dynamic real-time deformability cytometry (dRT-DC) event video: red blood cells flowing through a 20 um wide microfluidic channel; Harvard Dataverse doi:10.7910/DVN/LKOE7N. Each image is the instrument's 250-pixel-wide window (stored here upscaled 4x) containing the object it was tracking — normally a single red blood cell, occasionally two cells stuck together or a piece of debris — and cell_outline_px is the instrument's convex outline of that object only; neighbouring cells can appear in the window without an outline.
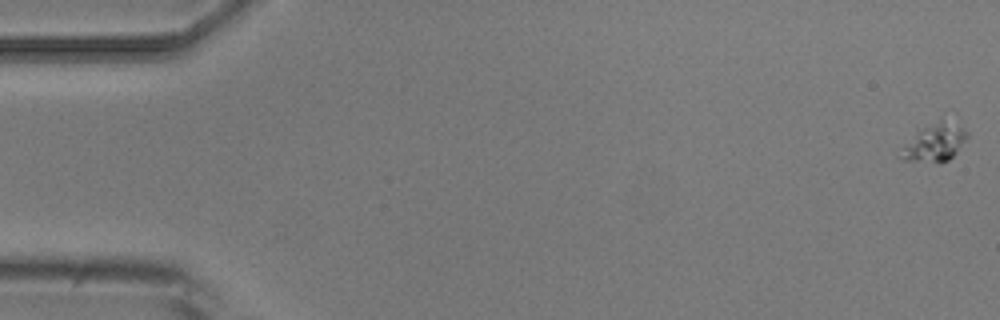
{"species": "common noctule bat (a hibernating species)", "species_latin": "Nyctalus noctula", "temperature_condition": "room temperature", "stored_images_in_passage": 8, "camera_frame_rate_fps": 3000, "um_per_image_px": 0.085, "animal": {"sex": "male", "body_mass_g": 20.5, "forearm_length_mm": 52.5}, "frame": {"image": 1, "passage_image": 1, "time_ms": 0.0, "image_size_px": [1000, 320], "cell_outline_px": [[968, 136], [956, 152], [948, 160], [940, 164], [904, 160], [900, 156], [904, 148], [916, 132], [940, 116], [968, 132]], "centroid_in_image_um": [79.47, 12.11], "position_along_channel_um": 5.5, "area_um2": 14.45}}
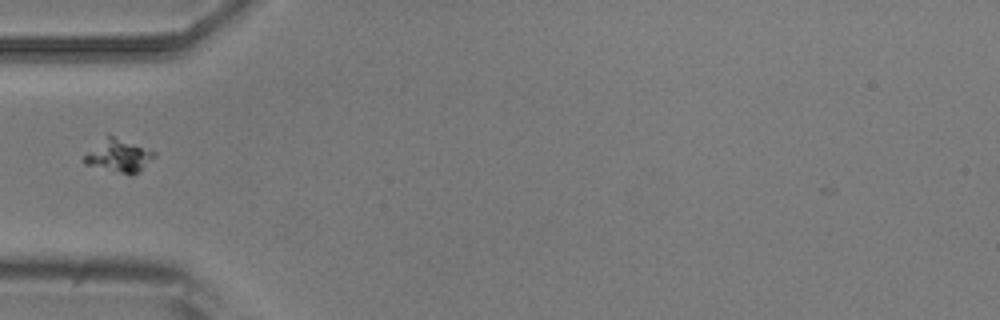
{"frame": {"image": 2, "passage_image": 6, "time_ms": 6.0, "image_size_px": [1000, 320], "cell_outline_px": [[156, 156], [136, 172], [120, 172], [84, 164], [84, 156], [108, 132], [156, 152]], "centroid_in_image_um": [10.07, 13.16], "position_along_channel_um": 74.9, "area_um2": 13.06}}
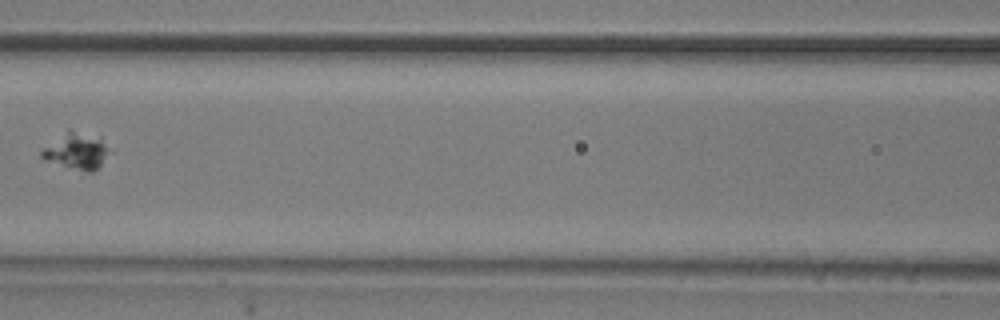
{"frame": {"image": 3, "passage_image": 8, "time_ms": 8.333, "image_size_px": [1000, 320], "cell_outline_px": [[104, 152], [100, 164], [92, 172], [88, 172], [44, 160], [40, 156], [40, 152], [44, 148], [68, 128], [72, 128], [100, 136], [104, 148]], "centroid_in_image_um": [6.4, 12.78], "position_along_channel_um": 160.2, "area_um2": 13.81}}